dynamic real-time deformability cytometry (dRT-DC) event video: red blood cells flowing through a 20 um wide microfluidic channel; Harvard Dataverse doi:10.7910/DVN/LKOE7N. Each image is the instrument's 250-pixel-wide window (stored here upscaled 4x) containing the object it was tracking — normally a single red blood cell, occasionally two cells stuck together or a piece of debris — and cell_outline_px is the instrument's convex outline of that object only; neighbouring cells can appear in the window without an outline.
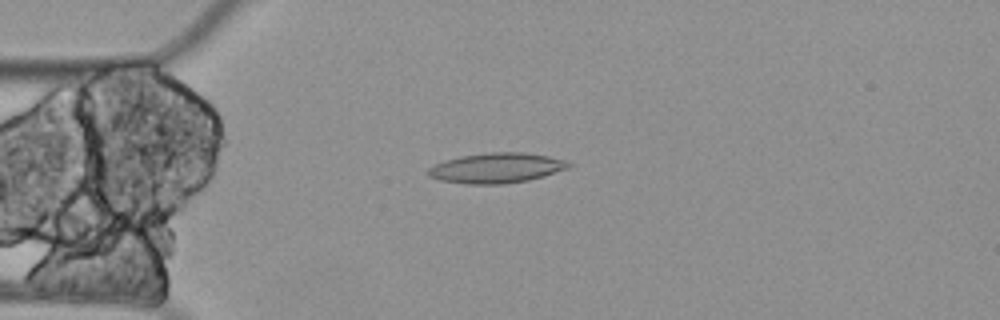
{"species": "Egyptian fruit bat (a non-hibernating species)", "species_latin": "Rousettus aegyptiacus", "temperature_condition": "cold", "stored_images_in_passage": 11, "camera_frame_rate_fps": 3000, "um_per_image_px": 0.085, "animal": {"sex": "female"}, "frame": {"image": 1, "passage_image": 4, "time_ms": 1.0, "image_size_px": [1000, 320], "cell_outline_px": [[572, 164], [568, 168], [544, 176], [528, 180], [504, 184], [464, 184], [440, 180], [428, 176], [428, 168], [444, 160], [460, 156], [488, 152], [524, 152], [548, 156], [564, 160]], "centroid_in_image_um": [42.18, 14.28], "position_along_channel_um": 42.8, "area_um2": 24.68}}
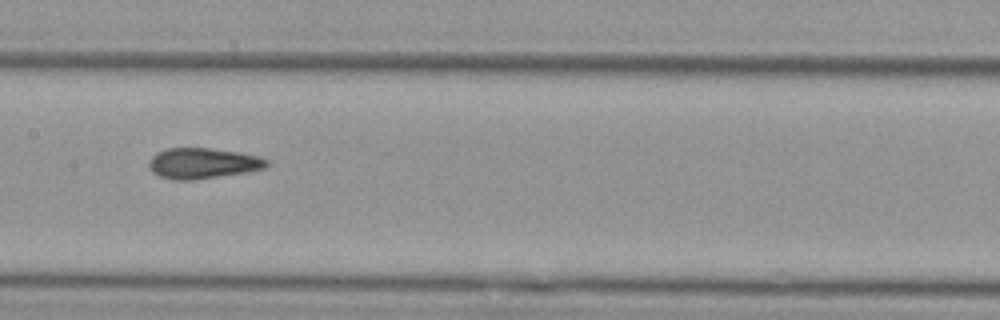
{"frame": {"image": 2, "passage_image": 8, "time_ms": 2.333, "image_size_px": [1000, 320], "cell_outline_px": [[268, 164], [264, 168], [244, 172], [192, 180], [176, 180], [160, 176], [152, 172], [148, 164], [148, 160], [156, 152], [164, 148], [212, 148], [240, 152], [260, 156], [268, 160]], "centroid_in_image_um": [17.2, 13.86], "position_along_channel_um": 190.2, "area_um2": 21.04}}
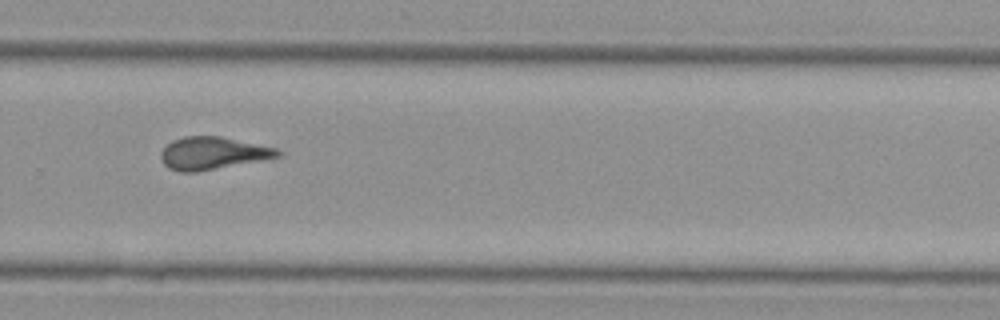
{"frame": {"image": 3, "passage_image": 11, "time_ms": 3.333, "image_size_px": [1000, 320], "cell_outline_px": [[284, 152], [280, 156], [264, 160], [196, 172], [180, 172], [168, 168], [160, 160], [160, 152], [172, 140], [184, 136], [220, 136], [276, 148]], "centroid_in_image_um": [18.07, 13.03], "position_along_channel_um": 311.7, "area_um2": 22.25}}